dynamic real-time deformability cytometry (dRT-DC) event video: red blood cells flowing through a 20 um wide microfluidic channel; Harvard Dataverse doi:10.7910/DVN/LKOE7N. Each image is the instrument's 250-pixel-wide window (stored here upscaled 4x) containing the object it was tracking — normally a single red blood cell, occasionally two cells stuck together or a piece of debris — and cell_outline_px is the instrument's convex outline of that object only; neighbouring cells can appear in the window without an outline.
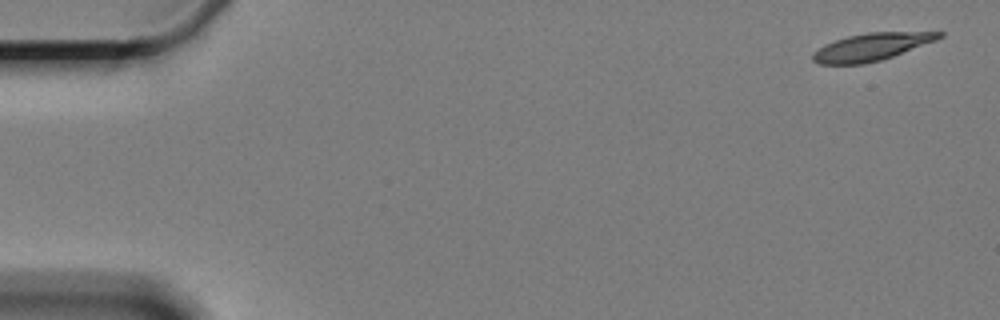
{"species": "Egyptian fruit bat (a non-hibernating species)", "species_latin": "Rousettus aegyptiacus", "temperature_condition": "cold", "stored_images_in_passage": 4, "camera_frame_rate_fps": 3000, "um_per_image_px": 0.085, "animal": {"sex": "female"}, "frame": {"image": 1, "passage_image": 1, "time_ms": 0.0, "image_size_px": [1000, 320], "cell_outline_px": [[944, 36], [936, 40], [892, 56], [880, 60], [864, 64], [820, 64], [812, 60], [812, 52], [824, 44], [848, 36], [868, 32], [944, 32]], "centroid_in_image_um": [74.04, 3.99], "position_along_channel_um": 11.0, "area_um2": 20.0}}